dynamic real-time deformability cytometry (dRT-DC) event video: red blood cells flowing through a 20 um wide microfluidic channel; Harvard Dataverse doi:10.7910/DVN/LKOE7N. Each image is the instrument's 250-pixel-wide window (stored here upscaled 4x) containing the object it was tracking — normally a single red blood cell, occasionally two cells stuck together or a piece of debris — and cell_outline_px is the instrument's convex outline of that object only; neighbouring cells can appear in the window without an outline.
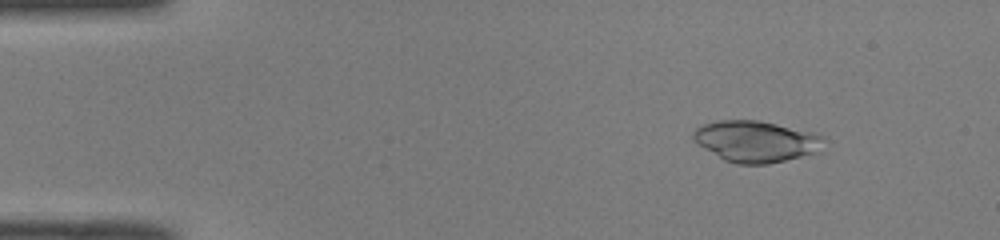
{"species": "common noctule bat (a hibernating species)", "species_latin": "Nyctalus noctula", "temperature_condition": "room temperature", "stored_images_in_passage": 43, "camera_frame_rate_fps": 3000, "um_per_image_px": 0.085, "animal": {"sex": "male", "body_mass_g": 19.0, "forearm_length_mm": 50.8}, "frame": {"image": 1, "passage_image": 6, "time_ms": 1.667, "image_size_px": [1000, 240], "cell_outline_px": [[828, 140], [812, 152], [800, 156], [768, 164], [736, 164], [724, 160], [692, 140], [692, 132], [700, 124], [716, 120], [760, 120], [812, 132], [828, 136]], "centroid_in_image_um": [64.22, 11.99], "position_along_channel_um": 20.8, "area_um2": 31.39}}
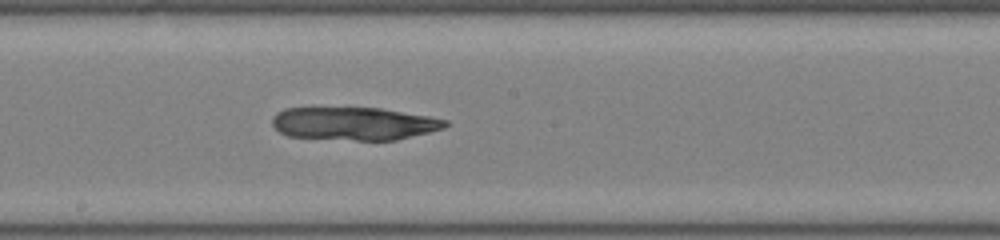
{"frame": {"image": 2, "passage_image": 27, "time_ms": 8.667, "image_size_px": [1000, 240], "cell_outline_px": [[448, 124], [444, 128], [396, 140], [356, 140], [288, 136], [280, 132], [272, 124], [272, 116], [276, 112], [284, 108], [380, 108], [428, 116], [448, 120]], "centroid_in_image_um": [30.07, 10.5], "position_along_channel_um": 218.1, "area_um2": 33.06}}
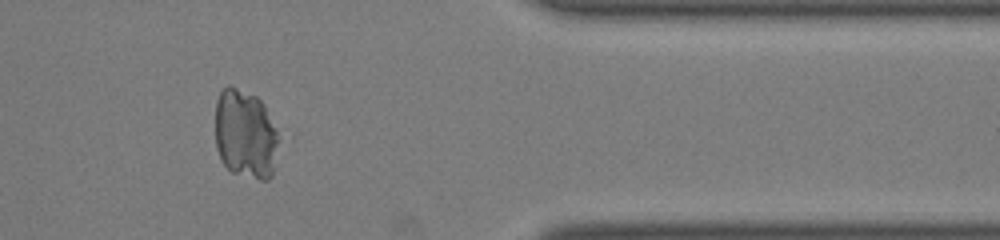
{"frame": {"image": 3, "passage_image": 41, "time_ms": 13.333, "image_size_px": [1000, 240], "cell_outline_px": [[276, 144], [272, 176], [268, 180], [260, 180], [232, 172], [220, 160], [216, 148], [216, 100], [220, 92], [228, 84], [256, 96], [264, 104], [276, 128]], "centroid_in_image_um": [20.82, 11.39], "position_along_channel_um": 390.6, "area_um2": 32.71}}